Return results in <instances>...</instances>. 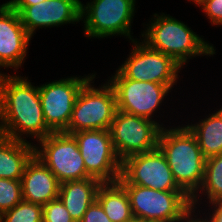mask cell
<instances>
[{"mask_svg":"<svg viewBox=\"0 0 222 222\" xmlns=\"http://www.w3.org/2000/svg\"><path fill=\"white\" fill-rule=\"evenodd\" d=\"M101 184V181L93 177L60 184L58 197L75 222L82 219L88 207L96 200Z\"/></svg>","mask_w":222,"mask_h":222,"instance_id":"e0dca14e","label":"cell"},{"mask_svg":"<svg viewBox=\"0 0 222 222\" xmlns=\"http://www.w3.org/2000/svg\"><path fill=\"white\" fill-rule=\"evenodd\" d=\"M42 217L43 222H75L59 197L43 205Z\"/></svg>","mask_w":222,"mask_h":222,"instance_id":"cb8c5ba5","label":"cell"},{"mask_svg":"<svg viewBox=\"0 0 222 222\" xmlns=\"http://www.w3.org/2000/svg\"><path fill=\"white\" fill-rule=\"evenodd\" d=\"M129 196L132 215L143 222H183L192 210L184 191H159L134 184H121Z\"/></svg>","mask_w":222,"mask_h":222,"instance_id":"277c9868","label":"cell"},{"mask_svg":"<svg viewBox=\"0 0 222 222\" xmlns=\"http://www.w3.org/2000/svg\"><path fill=\"white\" fill-rule=\"evenodd\" d=\"M114 74L107 81L115 91L117 110L153 120L152 115L171 89L164 84L125 78L118 70Z\"/></svg>","mask_w":222,"mask_h":222,"instance_id":"8fae6325","label":"cell"},{"mask_svg":"<svg viewBox=\"0 0 222 222\" xmlns=\"http://www.w3.org/2000/svg\"><path fill=\"white\" fill-rule=\"evenodd\" d=\"M136 0H93L81 4V20L87 37L104 38L124 35L131 41V23Z\"/></svg>","mask_w":222,"mask_h":222,"instance_id":"8992f818","label":"cell"},{"mask_svg":"<svg viewBox=\"0 0 222 222\" xmlns=\"http://www.w3.org/2000/svg\"><path fill=\"white\" fill-rule=\"evenodd\" d=\"M186 126L195 135L205 158L222 154V108L199 123Z\"/></svg>","mask_w":222,"mask_h":222,"instance_id":"ffe728a7","label":"cell"},{"mask_svg":"<svg viewBox=\"0 0 222 222\" xmlns=\"http://www.w3.org/2000/svg\"><path fill=\"white\" fill-rule=\"evenodd\" d=\"M155 120L117 110L109 132L118 159L149 152L157 148L161 128Z\"/></svg>","mask_w":222,"mask_h":222,"instance_id":"52a82bcc","label":"cell"},{"mask_svg":"<svg viewBox=\"0 0 222 222\" xmlns=\"http://www.w3.org/2000/svg\"><path fill=\"white\" fill-rule=\"evenodd\" d=\"M93 76H72L38 86L44 120L52 132L67 131L76 97Z\"/></svg>","mask_w":222,"mask_h":222,"instance_id":"4fadbf2b","label":"cell"},{"mask_svg":"<svg viewBox=\"0 0 222 222\" xmlns=\"http://www.w3.org/2000/svg\"><path fill=\"white\" fill-rule=\"evenodd\" d=\"M129 222H141V220L133 218V219H132L131 221H129Z\"/></svg>","mask_w":222,"mask_h":222,"instance_id":"4dcf8cb0","label":"cell"},{"mask_svg":"<svg viewBox=\"0 0 222 222\" xmlns=\"http://www.w3.org/2000/svg\"><path fill=\"white\" fill-rule=\"evenodd\" d=\"M143 31L144 42L151 49L169 55L181 67L188 59L215 54L214 46L172 16L154 14L153 22Z\"/></svg>","mask_w":222,"mask_h":222,"instance_id":"3957f363","label":"cell"},{"mask_svg":"<svg viewBox=\"0 0 222 222\" xmlns=\"http://www.w3.org/2000/svg\"><path fill=\"white\" fill-rule=\"evenodd\" d=\"M96 200L112 222H129L134 218L127 191L118 181L102 183Z\"/></svg>","mask_w":222,"mask_h":222,"instance_id":"d6986e66","label":"cell"},{"mask_svg":"<svg viewBox=\"0 0 222 222\" xmlns=\"http://www.w3.org/2000/svg\"><path fill=\"white\" fill-rule=\"evenodd\" d=\"M0 128L3 136L27 141L28 135L39 141L53 133L46 125L38 86L21 75L0 73Z\"/></svg>","mask_w":222,"mask_h":222,"instance_id":"6da1fadb","label":"cell"},{"mask_svg":"<svg viewBox=\"0 0 222 222\" xmlns=\"http://www.w3.org/2000/svg\"><path fill=\"white\" fill-rule=\"evenodd\" d=\"M22 200L21 180L0 178V213L12 209Z\"/></svg>","mask_w":222,"mask_h":222,"instance_id":"603a6c76","label":"cell"},{"mask_svg":"<svg viewBox=\"0 0 222 222\" xmlns=\"http://www.w3.org/2000/svg\"><path fill=\"white\" fill-rule=\"evenodd\" d=\"M43 206L22 200L1 214V222H43Z\"/></svg>","mask_w":222,"mask_h":222,"instance_id":"7402d4cb","label":"cell"},{"mask_svg":"<svg viewBox=\"0 0 222 222\" xmlns=\"http://www.w3.org/2000/svg\"><path fill=\"white\" fill-rule=\"evenodd\" d=\"M211 205L214 207V211H212V215L209 216V222H222V200L211 203Z\"/></svg>","mask_w":222,"mask_h":222,"instance_id":"4316f807","label":"cell"},{"mask_svg":"<svg viewBox=\"0 0 222 222\" xmlns=\"http://www.w3.org/2000/svg\"><path fill=\"white\" fill-rule=\"evenodd\" d=\"M44 0H10L7 3L10 6H32Z\"/></svg>","mask_w":222,"mask_h":222,"instance_id":"83f0119b","label":"cell"},{"mask_svg":"<svg viewBox=\"0 0 222 222\" xmlns=\"http://www.w3.org/2000/svg\"><path fill=\"white\" fill-rule=\"evenodd\" d=\"M31 142L0 136V178L21 180L26 164L34 155Z\"/></svg>","mask_w":222,"mask_h":222,"instance_id":"ac0fdd59","label":"cell"},{"mask_svg":"<svg viewBox=\"0 0 222 222\" xmlns=\"http://www.w3.org/2000/svg\"><path fill=\"white\" fill-rule=\"evenodd\" d=\"M80 0H44L32 6H11L19 13L21 22L32 37L35 30L67 23L80 22Z\"/></svg>","mask_w":222,"mask_h":222,"instance_id":"5bb4252c","label":"cell"},{"mask_svg":"<svg viewBox=\"0 0 222 222\" xmlns=\"http://www.w3.org/2000/svg\"><path fill=\"white\" fill-rule=\"evenodd\" d=\"M201 6L213 25H222V0H206Z\"/></svg>","mask_w":222,"mask_h":222,"instance_id":"d4e9b609","label":"cell"},{"mask_svg":"<svg viewBox=\"0 0 222 222\" xmlns=\"http://www.w3.org/2000/svg\"><path fill=\"white\" fill-rule=\"evenodd\" d=\"M77 141L86 172L102 183L117 182L121 175L109 130H82L72 133Z\"/></svg>","mask_w":222,"mask_h":222,"instance_id":"9c48e42d","label":"cell"},{"mask_svg":"<svg viewBox=\"0 0 222 222\" xmlns=\"http://www.w3.org/2000/svg\"><path fill=\"white\" fill-rule=\"evenodd\" d=\"M118 182L159 191H183L177 185L166 158L158 147L126 158L121 163Z\"/></svg>","mask_w":222,"mask_h":222,"instance_id":"7c38bea8","label":"cell"},{"mask_svg":"<svg viewBox=\"0 0 222 222\" xmlns=\"http://www.w3.org/2000/svg\"><path fill=\"white\" fill-rule=\"evenodd\" d=\"M193 2V3H195V5H197L198 4V6H201L206 0H190V2Z\"/></svg>","mask_w":222,"mask_h":222,"instance_id":"f546056e","label":"cell"},{"mask_svg":"<svg viewBox=\"0 0 222 222\" xmlns=\"http://www.w3.org/2000/svg\"><path fill=\"white\" fill-rule=\"evenodd\" d=\"M95 74L80 89L66 133L82 130H109L117 111L113 87L106 82L101 87H92Z\"/></svg>","mask_w":222,"mask_h":222,"instance_id":"5b68a950","label":"cell"},{"mask_svg":"<svg viewBox=\"0 0 222 222\" xmlns=\"http://www.w3.org/2000/svg\"><path fill=\"white\" fill-rule=\"evenodd\" d=\"M79 222H112L105 214L100 203L95 200L84 213Z\"/></svg>","mask_w":222,"mask_h":222,"instance_id":"484cf974","label":"cell"},{"mask_svg":"<svg viewBox=\"0 0 222 222\" xmlns=\"http://www.w3.org/2000/svg\"><path fill=\"white\" fill-rule=\"evenodd\" d=\"M207 194L209 203L222 200V154L206 158L203 183L198 190Z\"/></svg>","mask_w":222,"mask_h":222,"instance_id":"44dd1931","label":"cell"},{"mask_svg":"<svg viewBox=\"0 0 222 222\" xmlns=\"http://www.w3.org/2000/svg\"><path fill=\"white\" fill-rule=\"evenodd\" d=\"M195 212V210H191L183 219V222H209V220L206 218V219H200V218H197L195 217L196 215H194L193 213ZM193 214V215H192ZM195 218H194V217ZM197 218V219H196Z\"/></svg>","mask_w":222,"mask_h":222,"instance_id":"f1b7e54d","label":"cell"},{"mask_svg":"<svg viewBox=\"0 0 222 222\" xmlns=\"http://www.w3.org/2000/svg\"><path fill=\"white\" fill-rule=\"evenodd\" d=\"M34 155L56 176L60 183L83 180L91 176L86 172L77 141L72 134L53 132L39 140Z\"/></svg>","mask_w":222,"mask_h":222,"instance_id":"ba28073f","label":"cell"},{"mask_svg":"<svg viewBox=\"0 0 222 222\" xmlns=\"http://www.w3.org/2000/svg\"><path fill=\"white\" fill-rule=\"evenodd\" d=\"M134 48L118 71L128 79L154 82L172 89L182 68L169 55L151 49L137 39L132 41Z\"/></svg>","mask_w":222,"mask_h":222,"instance_id":"30bf717a","label":"cell"},{"mask_svg":"<svg viewBox=\"0 0 222 222\" xmlns=\"http://www.w3.org/2000/svg\"><path fill=\"white\" fill-rule=\"evenodd\" d=\"M21 184L22 199L43 206L58 198L61 183L52 171L33 155L25 166Z\"/></svg>","mask_w":222,"mask_h":222,"instance_id":"2e32d148","label":"cell"},{"mask_svg":"<svg viewBox=\"0 0 222 222\" xmlns=\"http://www.w3.org/2000/svg\"><path fill=\"white\" fill-rule=\"evenodd\" d=\"M31 38L19 13L8 3L0 5V67L22 66Z\"/></svg>","mask_w":222,"mask_h":222,"instance_id":"9a60e30c","label":"cell"},{"mask_svg":"<svg viewBox=\"0 0 222 222\" xmlns=\"http://www.w3.org/2000/svg\"><path fill=\"white\" fill-rule=\"evenodd\" d=\"M157 147L164 154L177 185L191 198V207L196 210L199 199L196 194L203 183L206 158L195 135L187 126L162 127Z\"/></svg>","mask_w":222,"mask_h":222,"instance_id":"7a4b0ae2","label":"cell"}]
</instances>
